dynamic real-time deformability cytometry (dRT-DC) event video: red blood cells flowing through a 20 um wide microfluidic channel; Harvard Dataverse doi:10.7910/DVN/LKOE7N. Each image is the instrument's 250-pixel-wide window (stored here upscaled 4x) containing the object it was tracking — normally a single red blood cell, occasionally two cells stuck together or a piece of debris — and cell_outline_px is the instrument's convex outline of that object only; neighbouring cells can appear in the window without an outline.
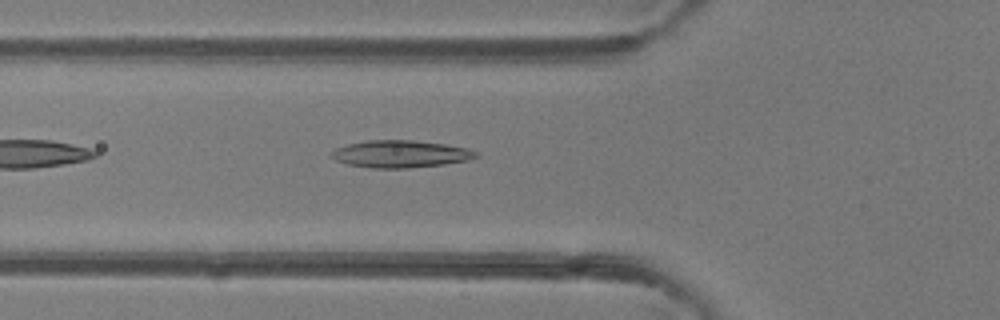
{"species": "common noctule bat (a hibernating species)", "species_latin": "Nyctalus noctula", "temperature_condition": "room temperature", "stored_images_in_passage": 31, "camera_frame_rate_fps": 3000, "um_per_image_px": 0.085, "animal": {"sex": "female"}, "frame": {"image": 1, "passage_image": 4, "time_ms": 1.0, "image_size_px": [1000, 320], "cell_outline_px": [[480, 156], [468, 160], [444, 164], [408, 168], [372, 168], [348, 164], [336, 160], [328, 156], [328, 152], [336, 148], [348, 144], [368, 140], [412, 140], [444, 144], [468, 148], [480, 152]], "centroid_in_image_um": [34.04, 13.08], "position_along_channel_um": 91.8, "area_um2": 23.12}}
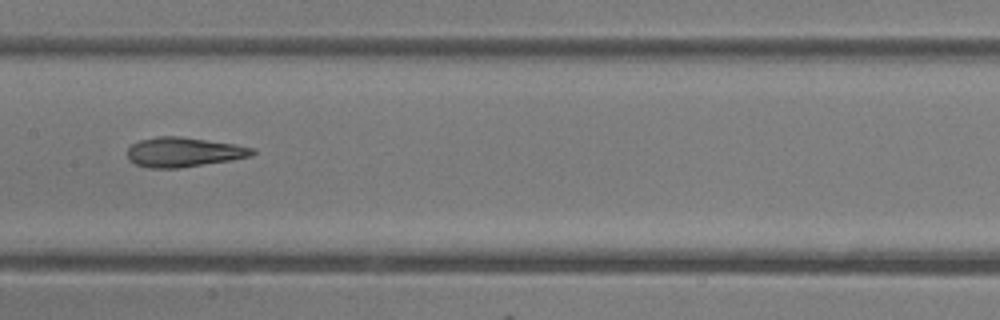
{"frame": {"image": 2, "passage_image": 11, "time_ms": 3.333, "image_size_px": [1000, 320], "cell_outline_px": [[256, 152], [252, 156], [232, 160], [176, 168], [148, 168], [136, 164], [128, 160], [128, 148], [132, 144], [140, 140], [156, 136], [180, 136], [236, 144], [256, 148]], "centroid_in_image_um": [15.64, 12.92], "position_along_channel_um": 191.8, "area_um2": 21.68}}
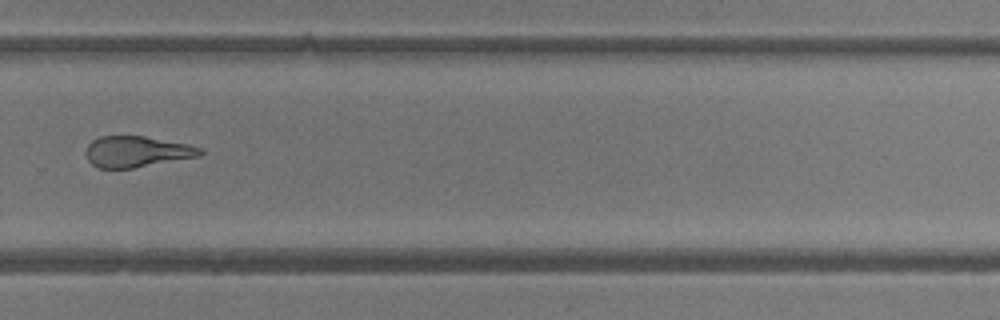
{"frame": {"image": 3, "passage_image": 20, "time_ms": 6.333, "image_size_px": [1000, 320], "cell_outline_px": [[204, 152], [200, 156], [132, 168], [96, 168], [88, 160], [84, 152], [88, 144], [92, 140], [100, 136], [144, 136], [188, 144], [204, 148]], "centroid_in_image_um": [11.62, 12.88], "position_along_channel_um": 318.2, "area_um2": 20.75}, "authors_computed_cell_mechanics": {"area_um2": 21.9062, "velocity_mm_per_s": 4.2474, "shape_relaxation_time_tau1_ms": 7.2784, "shape_relaxation_time_tau2_ms": 3.1705, "deformation_change_tau1": 0.2086, "deformation_change_tau2": 0.1398}}